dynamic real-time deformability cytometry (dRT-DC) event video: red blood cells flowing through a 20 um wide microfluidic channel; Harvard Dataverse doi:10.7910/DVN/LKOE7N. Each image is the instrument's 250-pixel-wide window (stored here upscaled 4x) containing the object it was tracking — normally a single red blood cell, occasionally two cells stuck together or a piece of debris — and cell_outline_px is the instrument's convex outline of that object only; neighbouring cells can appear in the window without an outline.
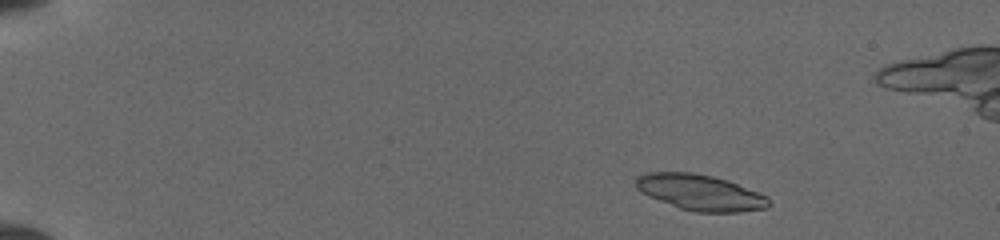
{"species": "common noctule bat (a hibernating species)", "species_latin": "Nyctalus noctula", "temperature_condition": "cold", "stored_images_in_passage": 44, "camera_frame_rate_fps": 3000, "um_per_image_px": 0.085, "animal": {"sex": "female", "body_mass_g": 19.5, "forearm_length_mm": 54.1}, "frame": {"image": 1, "passage_image": 1, "time_ms": 0.0, "image_size_px": [1000, 240], "cell_outline_px": [[772, 204], [768, 208], [740, 212], [696, 212], [680, 208], [648, 196], [640, 192], [636, 188], [636, 176], [644, 172], [692, 172], [712, 176], [728, 180], [768, 196]], "centroid_in_image_um": [59.53, 16.35], "position_along_channel_um": 25.5, "area_um2": 27.98}}
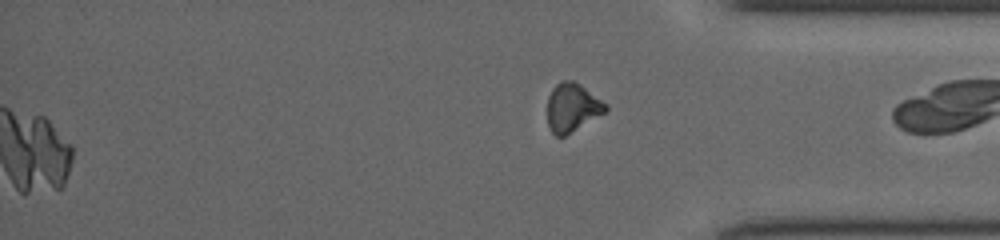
{"frame": {"image": 2, "passage_image": 44, "time_ms": 14.333, "image_size_px": [1000, 240], "cell_outline_px": [[608, 108], [604, 112], [564, 136], [556, 136], [552, 132], [548, 124], [548, 96], [552, 88], [560, 80], [572, 80], [608, 104]], "centroid_in_image_um": [48.61, 9.12], "position_along_channel_um": 386.6, "area_um2": 16.07}}